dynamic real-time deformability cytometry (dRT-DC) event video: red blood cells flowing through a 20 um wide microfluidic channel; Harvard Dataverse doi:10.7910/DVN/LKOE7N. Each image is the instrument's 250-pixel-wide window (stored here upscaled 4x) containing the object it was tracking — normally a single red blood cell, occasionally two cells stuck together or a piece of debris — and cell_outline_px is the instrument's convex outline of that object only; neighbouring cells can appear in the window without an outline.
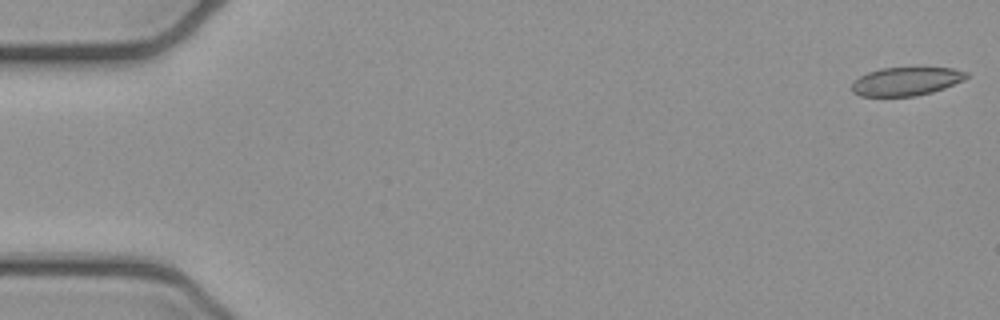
{"species": "common noctule bat (a hibernating species)", "species_latin": "Nyctalus noctula", "temperature_condition": "cold", "stored_images_in_passage": 52, "camera_frame_rate_fps": 3000, "um_per_image_px": 0.085, "animal": {"sex": "female", "body_mass_g": 21.9}, "frame": {"image": 1, "passage_image": 1, "time_ms": 0.0, "image_size_px": [1000, 320], "cell_outline_px": [[968, 76], [964, 80], [944, 88], [932, 92], [916, 96], [860, 96], [852, 92], [852, 80], [868, 72], [880, 68], [916, 64], [952, 68], [968, 72]], "centroid_in_image_um": [77.05, 6.85], "position_along_channel_um": 8.0, "area_um2": 20.06}}
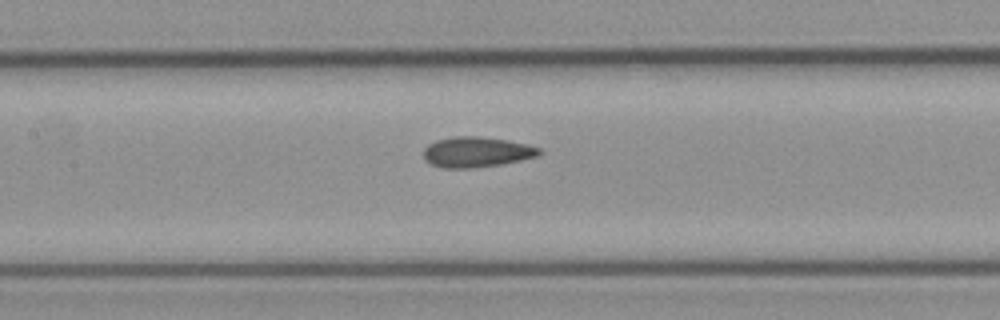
{"frame": {"image": 2, "passage_image": 24, "time_ms": 7.667, "image_size_px": [1000, 320], "cell_outline_px": [[544, 152], [540, 156], [500, 164], [472, 168], [440, 168], [424, 160], [424, 148], [428, 144], [436, 140], [452, 136], [476, 136], [508, 140], [528, 144], [540, 148]], "centroid_in_image_um": [40.52, 12.92], "position_along_channel_um": 166.9, "area_um2": 20.69}}
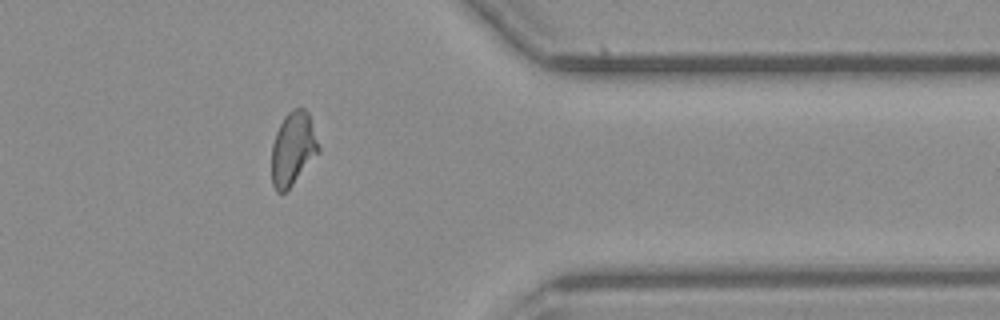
{"frame": {"image": 3, "passage_image": 42, "time_ms": 13.667, "image_size_px": [1000, 320], "cell_outline_px": [[320, 152], [292, 184], [284, 192], [276, 192], [272, 184], [272, 144], [276, 132], [284, 116], [292, 108], [304, 108], [308, 112], [320, 148]], "centroid_in_image_um": [24.9, 12.62], "position_along_channel_um": 386.5, "area_um2": 19.94}, "authors_computed_cell_mechanics": {"area_um2": 20.1433, "velocity_mm_per_s": 3.9378, "shape_relaxation_time_tau1_ms": null, "shape_relaxation_time_tau2_ms": 1.9731, "deformation_change_tau1": null, "deformation_change_tau2": 0.0623}}